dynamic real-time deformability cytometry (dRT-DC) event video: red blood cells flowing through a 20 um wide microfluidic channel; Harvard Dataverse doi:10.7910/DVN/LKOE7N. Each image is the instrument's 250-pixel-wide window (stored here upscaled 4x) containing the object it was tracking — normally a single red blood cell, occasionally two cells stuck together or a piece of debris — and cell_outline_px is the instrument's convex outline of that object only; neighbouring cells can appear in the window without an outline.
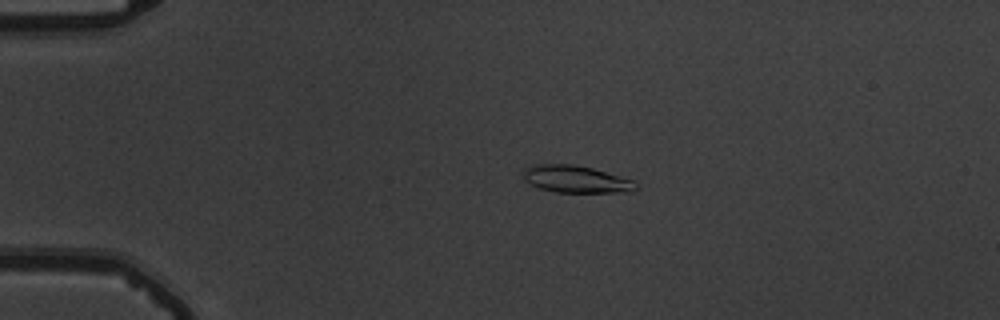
{"species": "common noctule bat (a hibernating species)", "species_latin": "Nyctalus noctula", "temperature_condition": "warm", "stored_images_in_passage": 49, "camera_frame_rate_fps": 3000, "um_per_image_px": 0.085, "animal": {"sex": "male", "body_mass_g": 19.5, "forearm_length_mm": 54.6}, "frame": {"image": 1, "passage_image": 7, "time_ms": 2.0, "image_size_px": [1000, 320], "cell_outline_px": [[636, 188], [632, 192], [556, 192], [540, 188], [524, 180], [524, 168], [536, 164], [572, 164], [592, 168], [636, 180]], "centroid_in_image_um": [48.99, 15.23], "position_along_channel_um": 36.0, "area_um2": 17.8}}
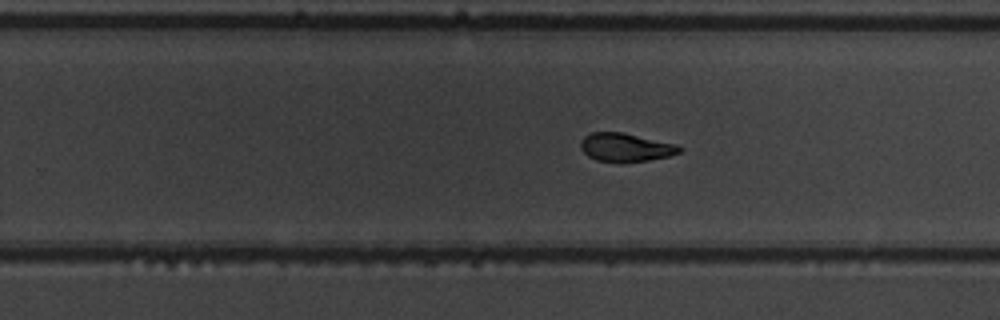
{"frame": {"image": 2, "passage_image": 30, "time_ms": 9.667, "image_size_px": [1000, 320], "cell_outline_px": [[684, 148], [680, 152], [668, 156], [648, 160], [596, 160], [588, 156], [580, 148], [580, 140], [584, 136], [592, 132], [624, 132], [676, 144]], "centroid_in_image_um": [53.17, 12.48], "position_along_channel_um": 276.6, "area_um2": 16.01}}
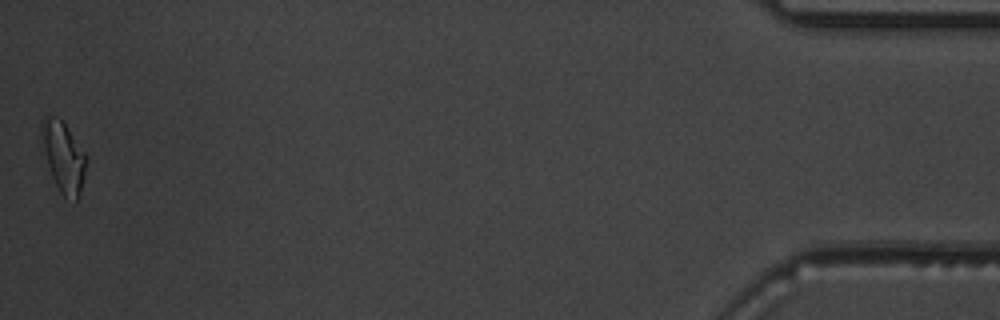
{"frame": {"image": 3, "passage_image": 49, "time_ms": 16.0, "image_size_px": [1000, 320], "cell_outline_px": [[88, 160], [80, 196], [76, 200], [64, 196], [60, 192], [52, 176], [48, 164], [40, 132], [40, 120], [44, 116], [56, 116], [68, 128], [88, 156]], "centroid_in_image_um": [5.42, 13.31], "position_along_channel_um": 429.8, "area_um2": 18.32}, "authors_computed_cell_mechanics": {"area_um2": 17.34, "velocity_mm_per_s": 3.7841, "shape_relaxation_time_tau1_ms": 4.2765, "shape_relaxation_time_tau2_ms": 4.1283, "deformation_change_tau1": 0.1533, "deformation_change_tau2": 0.0945}}